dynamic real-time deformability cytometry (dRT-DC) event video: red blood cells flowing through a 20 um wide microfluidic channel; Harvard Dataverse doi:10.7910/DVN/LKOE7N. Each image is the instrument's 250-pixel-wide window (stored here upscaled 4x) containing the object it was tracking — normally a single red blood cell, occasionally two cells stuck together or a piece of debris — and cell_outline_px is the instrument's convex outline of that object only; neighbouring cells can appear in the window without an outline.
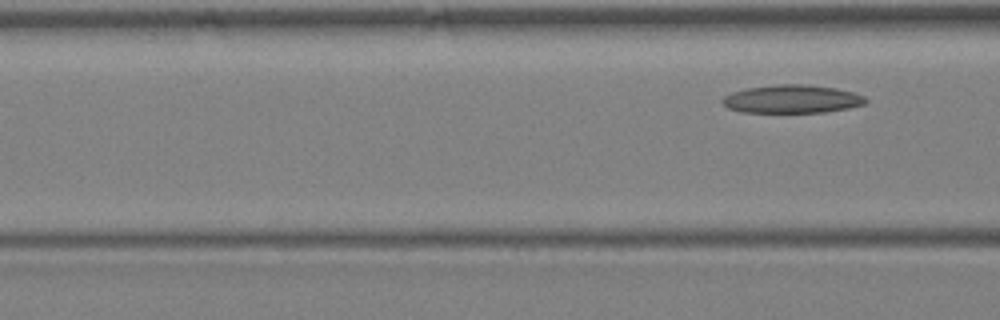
{"species": "Egyptian fruit bat (a non-hibernating species)", "species_latin": "Rousettus aegyptiacus", "temperature_condition": "warm", "stored_images_in_passage": 3, "segment_of_instrument_passage": [2, 2], "camera_frame_rate_fps": 3000, "um_per_image_px": 0.085, "animal": {"sex": "female"}, "frame": {"image": 1, "passage_image": 3, "time_ms": 2.333, "image_size_px": [1000, 320], "cell_outline_px": [[868, 100], [864, 104], [848, 108], [824, 112], [740, 112], [728, 108], [720, 100], [724, 96], [732, 92], [748, 88], [776, 84], [808, 84], [836, 88], [852, 92], [864, 96]], "centroid_in_image_um": [67.31, 8.41], "position_along_channel_um": 99.3, "area_um2": 23.52}}